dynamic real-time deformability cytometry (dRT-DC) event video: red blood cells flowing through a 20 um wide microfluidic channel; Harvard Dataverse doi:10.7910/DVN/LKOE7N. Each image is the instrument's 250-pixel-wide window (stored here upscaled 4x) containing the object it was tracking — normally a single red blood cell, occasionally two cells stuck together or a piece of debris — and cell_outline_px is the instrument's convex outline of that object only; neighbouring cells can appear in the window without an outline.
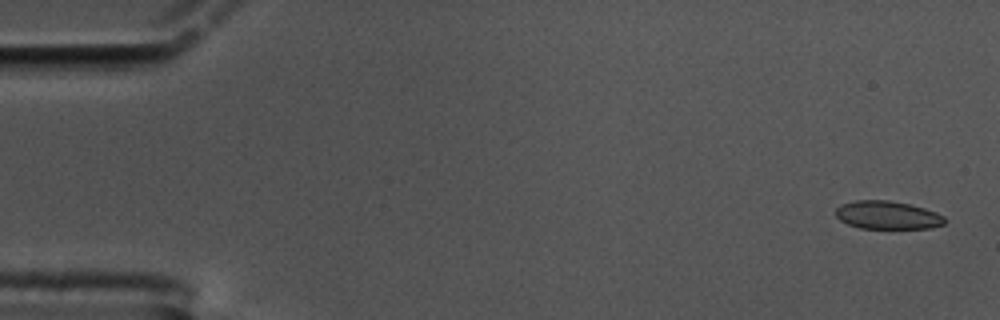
{"species": "common noctule bat (a hibernating species)", "species_latin": "Nyctalus noctula", "temperature_condition": "cold", "stored_images_in_passage": 58, "camera_frame_rate_fps": 3000, "um_per_image_px": 0.085, "animal": {"sex": "male", "body_mass_g": 17.5, "forearm_length_mm": 52.3}, "frame": {"image": 1, "passage_image": 1, "time_ms": 0.0, "image_size_px": [1000, 320], "cell_outline_px": [[944, 224], [932, 228], [860, 228], [848, 224], [840, 220], [836, 216], [836, 208], [840, 204], [856, 200], [888, 200], [908, 204], [924, 208], [936, 212], [944, 216]], "centroid_in_image_um": [75.42, 18.28], "position_along_channel_um": 9.6, "area_um2": 17.8}}
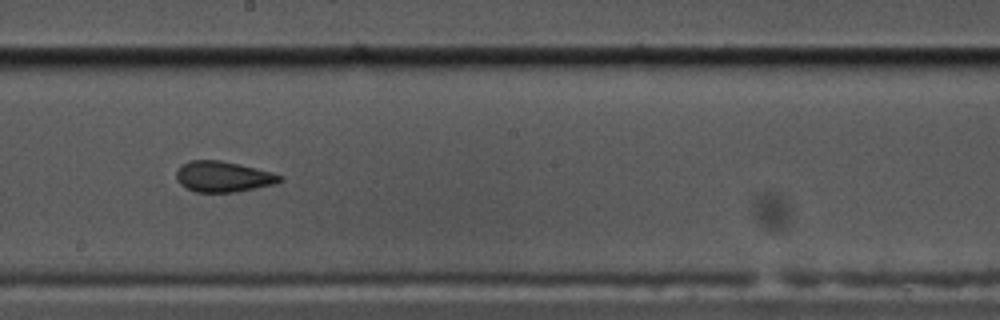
{"frame": {"image": 2, "passage_image": 32, "time_ms": 10.333, "image_size_px": [1000, 320], "cell_outline_px": [[284, 180], [276, 184], [236, 192], [196, 192], [180, 184], [176, 180], [176, 172], [180, 164], [188, 160], [220, 160], [240, 164], [272, 172], [284, 176]], "centroid_in_image_um": [18.98, 15.01], "position_along_channel_um": 229.2, "area_um2": 18.79}}
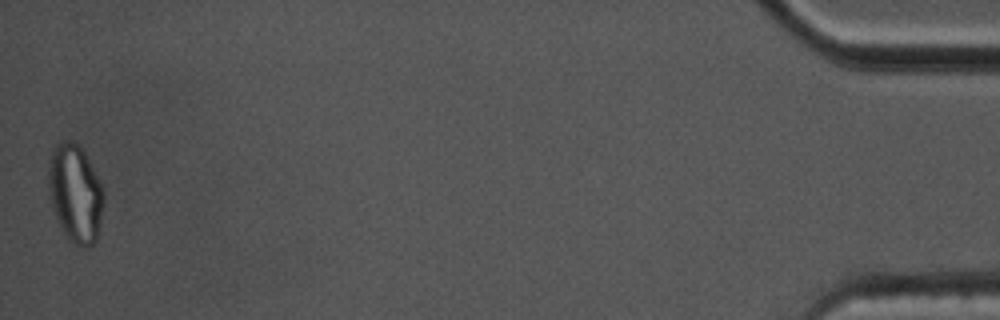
{"frame": {"image": 3, "passage_image": 58, "time_ms": 19.0, "image_size_px": [1000, 320], "cell_outline_px": [[104, 204], [100, 224], [96, 240], [88, 248], [80, 248], [72, 244], [68, 240], [60, 228], [52, 204], [48, 184], [48, 168], [52, 152], [56, 144], [60, 140], [72, 140], [84, 152], [104, 192]], "centroid_in_image_um": [6.4, 16.49], "position_along_channel_um": 428.8, "area_um2": 31.5}, "authors_computed_cell_mechanics": {"area_um2": 19.0451, "velocity_mm_per_s": 3.3846, "shape_relaxation_time_tau1_ms": null, "shape_relaxation_time_tau2_ms": 3.0057, "deformation_change_tau1": null, "deformation_change_tau2": 0.0982}}